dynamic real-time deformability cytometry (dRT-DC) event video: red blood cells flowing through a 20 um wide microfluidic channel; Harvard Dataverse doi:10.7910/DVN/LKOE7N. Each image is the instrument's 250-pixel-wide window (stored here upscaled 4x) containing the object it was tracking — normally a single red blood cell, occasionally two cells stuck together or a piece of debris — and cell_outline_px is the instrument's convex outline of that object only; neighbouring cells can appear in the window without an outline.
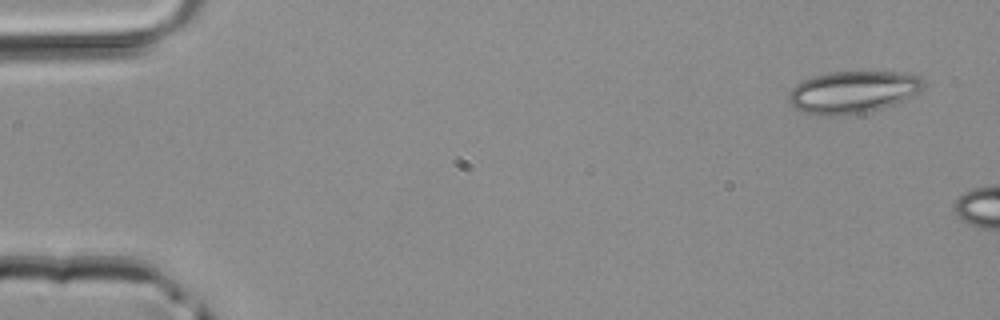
{"species": "common noctule bat (a hibernating species)", "species_latin": "Nyctalus noctula", "temperature_condition": "room temperature", "stored_images_in_passage": 6, "camera_frame_rate_fps": 3000, "um_per_image_px": 0.085, "animal": {"sex": "male", "body_mass_g": 20.4}, "frame": {"image": 1, "passage_image": 1, "time_ms": 0.0, "image_size_px": [1000, 320], "cell_outline_px": [[928, 84], [920, 92], [908, 100], [880, 108], [864, 112], [832, 116], [820, 116], [804, 112], [796, 108], [788, 100], [788, 92], [796, 84], [812, 76], [828, 72], [904, 72], [920, 76]], "centroid_in_image_um": [72.55, 7.81], "position_along_channel_um": 12.4, "area_um2": 33.52}}